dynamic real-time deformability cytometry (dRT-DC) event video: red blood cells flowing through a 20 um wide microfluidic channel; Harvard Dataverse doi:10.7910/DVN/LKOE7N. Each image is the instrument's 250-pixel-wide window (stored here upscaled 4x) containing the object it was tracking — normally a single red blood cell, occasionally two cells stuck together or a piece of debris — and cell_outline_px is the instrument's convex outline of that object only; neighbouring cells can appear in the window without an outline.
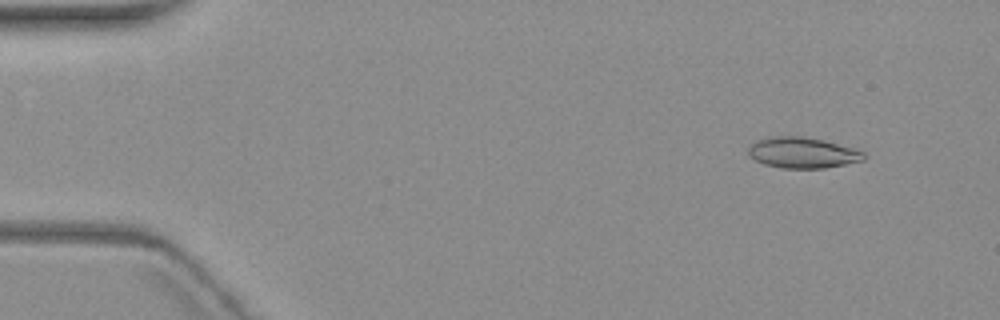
{"species": "common noctule bat (a hibernating species)", "species_latin": "Nyctalus noctula", "temperature_condition": "warm", "stored_images_in_passage": 4, "camera_frame_rate_fps": 3000, "um_per_image_px": 0.085, "animal": {"sex": "female", "body_mass_g": 19.3, "forearm_length_mm": 54.1}, "frame": {"image": 1, "passage_image": 1, "time_ms": 0.0, "image_size_px": [1000, 320], "cell_outline_px": [[864, 160], [824, 168], [780, 168], [764, 164], [756, 160], [748, 152], [748, 148], [756, 140], [776, 136], [800, 136], [820, 140], [836, 144], [864, 152]], "centroid_in_image_um": [68.17, 12.99], "position_along_channel_um": 16.8, "area_um2": 20.23}}
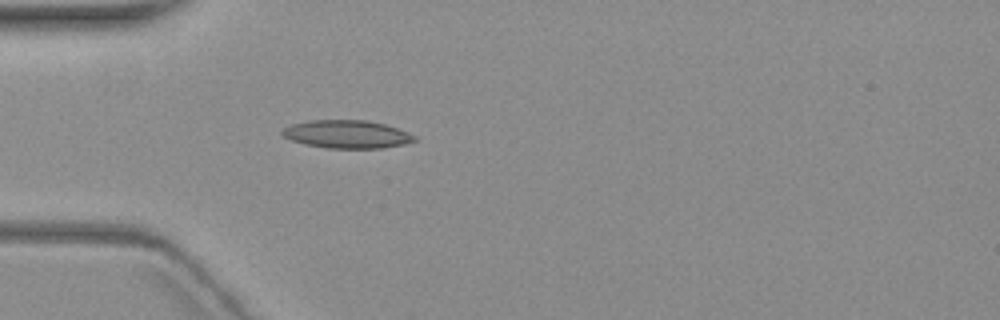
{"frame": {"image": 2, "passage_image": 4, "time_ms": 4.0, "image_size_px": [1000, 320], "cell_outline_px": [[416, 140], [404, 144], [384, 148], [328, 148], [304, 144], [292, 140], [284, 136], [280, 132], [284, 128], [292, 124], [308, 120], [368, 120], [384, 124], [408, 132], [416, 136]], "centroid_in_image_um": [29.49, 11.41], "position_along_channel_um": 55.5, "area_um2": 21.56}}